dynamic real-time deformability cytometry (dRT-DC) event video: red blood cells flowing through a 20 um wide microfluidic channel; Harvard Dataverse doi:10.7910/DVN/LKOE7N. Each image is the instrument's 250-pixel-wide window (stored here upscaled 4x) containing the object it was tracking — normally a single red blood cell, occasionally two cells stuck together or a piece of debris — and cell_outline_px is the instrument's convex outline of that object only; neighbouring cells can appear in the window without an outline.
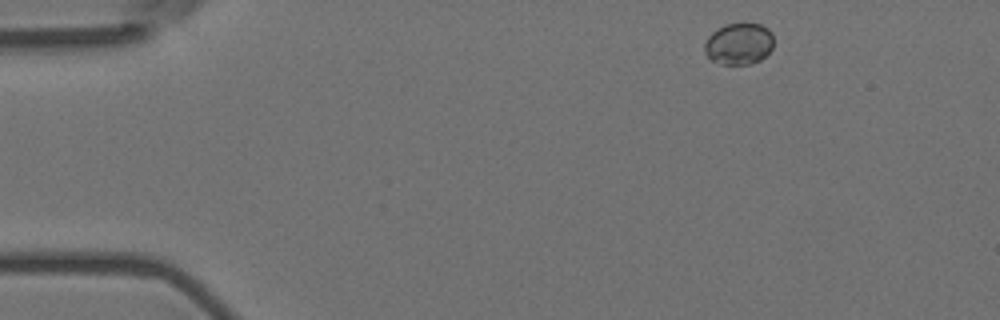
{"species": "Egyptian fruit bat (a non-hibernating species)", "species_latin": "Rousettus aegyptiacus", "temperature_condition": "room temperature", "stored_images_in_passage": 5, "camera_frame_rate_fps": 3000, "um_per_image_px": 0.085, "animal": {"sex": "female"}, "frame": {"image": 1, "passage_image": 1, "time_ms": 0.0, "image_size_px": [1000, 320], "cell_outline_px": [[772, 48], [760, 60], [752, 64], [720, 64], [712, 60], [704, 52], [704, 44], [708, 36], [712, 32], [724, 24], [760, 24], [768, 28], [772, 32]], "centroid_in_image_um": [62.79, 3.72], "position_along_channel_um": 22.2, "area_um2": 16.7}}
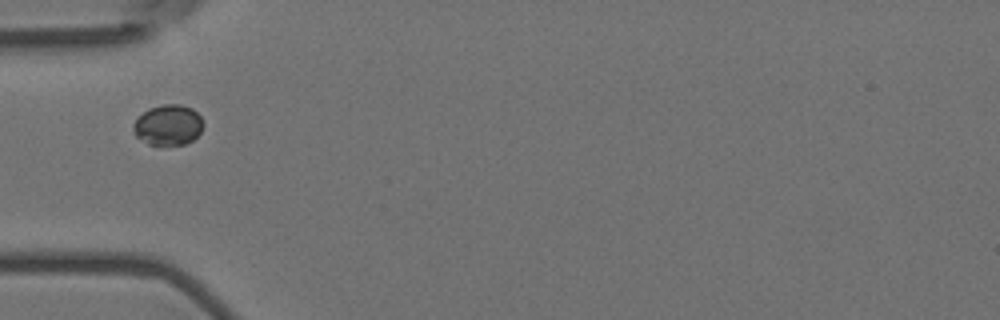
{"frame": {"image": 2, "passage_image": 4, "time_ms": 1.0, "image_size_px": [1000, 320], "cell_outline_px": [[204, 124], [200, 132], [192, 140], [184, 144], [148, 144], [136, 136], [132, 128], [132, 124], [148, 108], [164, 104], [180, 104], [192, 108], [200, 116]], "centroid_in_image_um": [14.29, 10.61], "position_along_channel_um": 70.7, "area_um2": 16.36}}
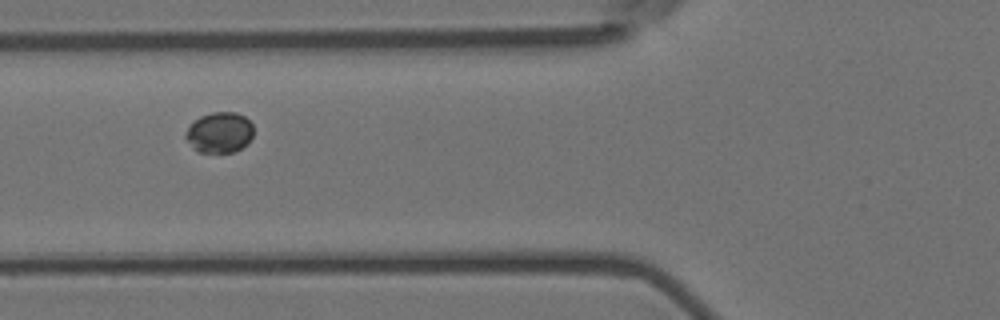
{"frame": {"image": 3, "passage_image": 5, "time_ms": 1.333, "image_size_px": [1000, 320], "cell_outline_px": [[252, 136], [248, 144], [236, 152], [196, 152], [192, 148], [184, 136], [188, 128], [200, 116], [212, 112], [236, 112], [244, 116], [252, 124]], "centroid_in_image_um": [18.66, 11.28], "position_along_channel_um": 107.1, "area_um2": 16.13}}